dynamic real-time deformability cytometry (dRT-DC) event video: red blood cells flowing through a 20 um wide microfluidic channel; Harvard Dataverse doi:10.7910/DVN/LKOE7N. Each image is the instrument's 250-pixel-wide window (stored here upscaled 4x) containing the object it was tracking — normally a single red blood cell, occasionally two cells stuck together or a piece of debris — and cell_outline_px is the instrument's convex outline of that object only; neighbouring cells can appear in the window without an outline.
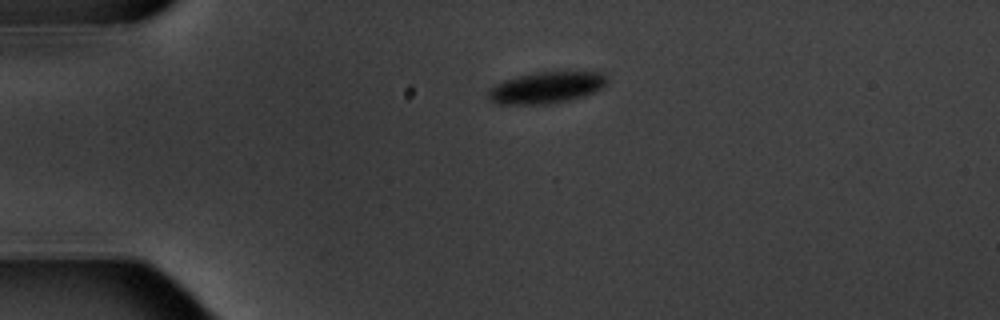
{"species": "common noctule bat (a hibernating species)", "species_latin": "Nyctalus noctula", "temperature_condition": "warm", "stored_images_in_passage": 2, "camera_frame_rate_fps": 3000, "um_per_image_px": 0.085, "animal": {"sex": "male", "body_mass_g": 20.1, "forearm_length_mm": 53.5}, "frame": {"image": 1, "passage_image": 1, "time_ms": 0.0, "image_size_px": [1000, 320], "cell_outline_px": [[608, 80], [600, 88], [584, 96], [568, 100], [548, 104], [496, 104], [488, 100], [488, 88], [504, 80], [516, 76], [536, 72], [604, 72], [608, 76]], "centroid_in_image_um": [46.4, 7.44], "position_along_channel_um": 38.6, "area_um2": 21.85}}